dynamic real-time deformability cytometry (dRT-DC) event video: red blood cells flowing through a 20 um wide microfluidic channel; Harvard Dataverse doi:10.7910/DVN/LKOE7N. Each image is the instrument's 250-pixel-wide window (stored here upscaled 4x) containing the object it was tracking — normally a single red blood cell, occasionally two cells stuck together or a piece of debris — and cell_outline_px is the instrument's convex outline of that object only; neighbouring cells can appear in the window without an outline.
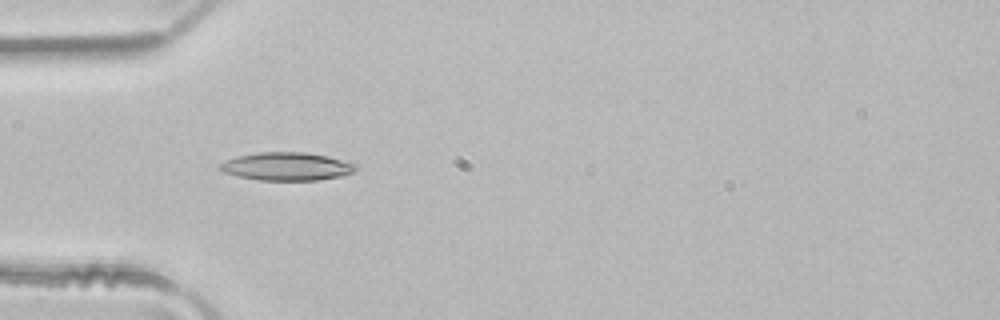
{"species": "common noctule bat (a hibernating species)", "species_latin": "Nyctalus noctula", "temperature_condition": "room temperature", "stored_images_in_passage": 3, "camera_frame_rate_fps": 3000, "um_per_image_px": 0.085, "animal": {"sex": "male", "body_mass_g": 21.5, "forearm_length_mm": 52.0}, "frame": {"image": 1, "passage_image": 2, "time_ms": 0.333, "image_size_px": [1000, 320], "cell_outline_px": [[356, 168], [352, 172], [344, 176], [316, 180], [260, 180], [240, 176], [224, 172], [216, 168], [216, 164], [236, 156], [260, 152], [304, 152], [328, 156], [356, 164]], "centroid_in_image_um": [24.33, 14.14], "position_along_channel_um": 60.7, "area_um2": 22.25}}
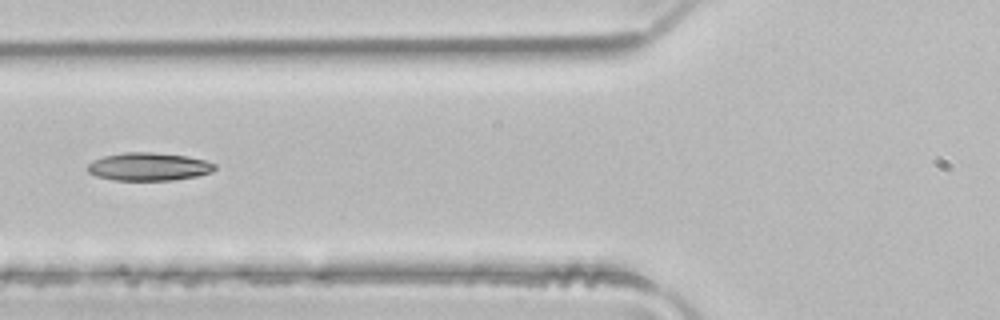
{"frame": {"image": 2, "passage_image": 3, "time_ms": 0.667, "image_size_px": [1000, 320], "cell_outline_px": [[216, 168], [212, 172], [196, 176], [172, 180], [116, 180], [96, 176], [88, 172], [88, 164], [92, 160], [104, 156], [124, 152], [152, 152], [188, 156], [204, 160], [216, 164]], "centroid_in_image_um": [12.64, 14.16], "position_along_channel_um": 113.2, "area_um2": 20.75}}